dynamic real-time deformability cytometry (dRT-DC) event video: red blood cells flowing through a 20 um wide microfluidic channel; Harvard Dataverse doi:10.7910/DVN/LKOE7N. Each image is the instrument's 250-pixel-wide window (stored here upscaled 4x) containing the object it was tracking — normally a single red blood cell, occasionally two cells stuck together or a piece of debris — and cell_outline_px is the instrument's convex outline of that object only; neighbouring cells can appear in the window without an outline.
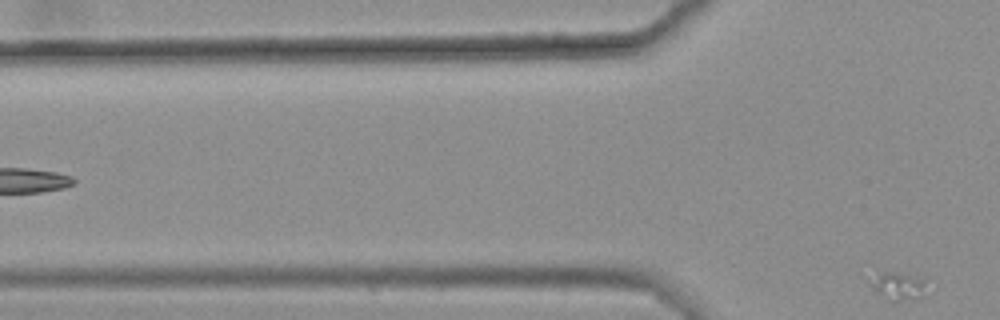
{"species": "common noctule bat (a hibernating species)", "species_latin": "Nyctalus noctula", "temperature_condition": "warm", "stored_images_in_passage": 3, "camera_frame_rate_fps": 3000, "um_per_image_px": 0.085, "animal": {"sex": "female", "body_mass_g": 25.1}, "frame": {"image": 1, "passage_image": 3, "time_ms": 0.667, "image_size_px": [1000, 320], "cell_outline_px": [[928, 276], [924, 296], [912, 300], [888, 300], [876, 292], [872, 288], [868, 280], [876, 268]], "centroid_in_image_um": [76.34, 24.2], "position_along_channel_um": 49.5, "area_um2": 10.35}}